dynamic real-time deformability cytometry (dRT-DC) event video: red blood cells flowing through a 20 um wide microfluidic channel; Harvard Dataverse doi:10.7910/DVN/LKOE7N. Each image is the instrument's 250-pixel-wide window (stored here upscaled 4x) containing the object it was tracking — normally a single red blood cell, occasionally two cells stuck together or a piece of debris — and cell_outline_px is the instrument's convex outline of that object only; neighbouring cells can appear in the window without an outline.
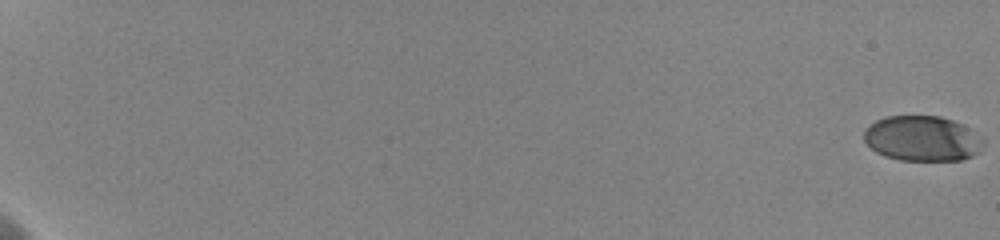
{"species": "human", "species_latin": "Homo sapiens", "temperature_condition": "cold", "stored_images_in_passage": 88, "camera_frame_rate_fps": 3000, "um_per_image_px": 0.085, "donor": {"sex": "female"}, "frame": {"image": 1, "passage_image": 1, "time_ms": 0.0, "image_size_px": [1000, 240], "cell_outline_px": [[984, 144], [980, 152], [972, 156], [960, 160], [900, 160], [884, 156], [876, 152], [864, 140], [864, 132], [876, 120], [888, 116], [940, 116], [952, 120], [972, 128], [984, 140]], "centroid_in_image_um": [78.44, 11.78], "position_along_channel_um": 6.6, "area_um2": 31.56}}
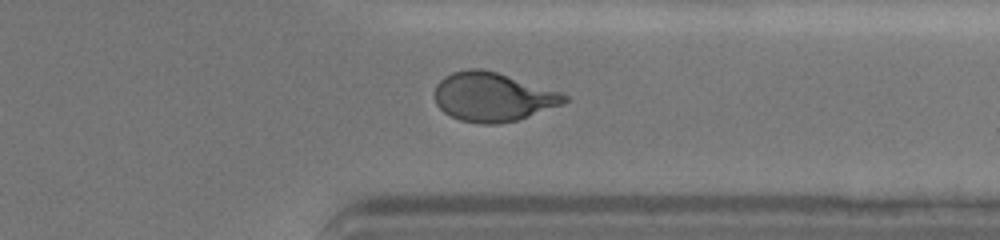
{"frame": {"image": 2, "passage_image": 72, "time_ms": 16.667, "image_size_px": [1000, 240], "cell_outline_px": [[568, 100], [564, 104], [516, 120], [496, 124], [480, 124], [460, 120], [444, 112], [436, 104], [436, 84], [444, 76], [452, 72], [468, 68], [480, 68], [496, 72], [560, 92], [568, 96]], "centroid_in_image_um": [41.87, 8.24], "position_along_channel_um": 369.5, "area_um2": 36.7}}
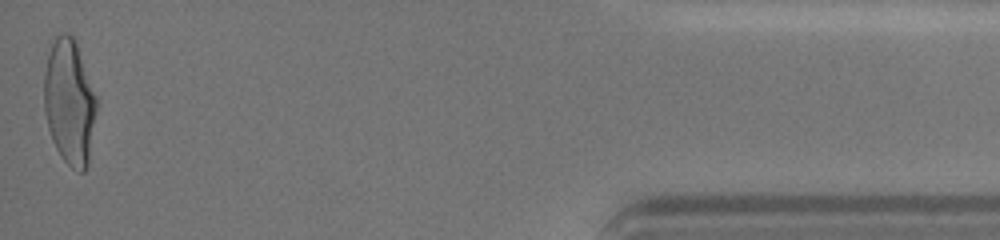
{"frame": {"image": 3, "passage_image": 87, "time_ms": 20.0, "image_size_px": [1000, 240], "cell_outline_px": [[96, 112], [88, 164], [84, 172], [80, 172], [72, 168], [60, 156], [52, 140], [48, 128], [44, 112], [44, 72], [48, 40], [52, 36], [60, 32], [64, 32], [72, 36], [76, 40], [96, 96]], "centroid_in_image_um": [5.86, 8.58], "position_along_channel_um": 429.3, "area_um2": 39.07}, "authors_computed_cell_mechanics": {"area_um2": 36.2695, "velocity_mm_per_s": 3.5973, "shape_relaxation_time_tau1_ms": 4.3137, "shape_relaxation_time_tau2_ms": 0.9938, "deformation_change_tau1": 0.1917, "deformation_change_tau2": 0.0672}}